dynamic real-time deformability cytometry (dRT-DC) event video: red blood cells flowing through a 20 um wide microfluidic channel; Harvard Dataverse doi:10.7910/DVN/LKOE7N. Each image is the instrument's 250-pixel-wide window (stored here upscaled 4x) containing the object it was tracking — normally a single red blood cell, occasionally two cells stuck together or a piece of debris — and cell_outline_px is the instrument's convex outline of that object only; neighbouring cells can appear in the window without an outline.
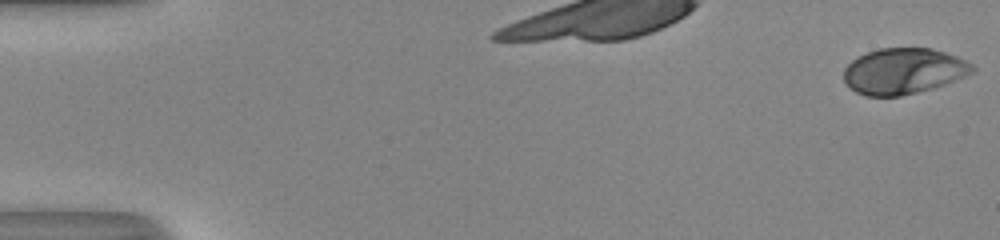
{"species": "human", "species_latin": "Homo sapiens", "temperature_condition": "room temperature", "stored_images_in_passage": 53, "camera_frame_rate_fps": 3000, "um_per_image_px": 0.085, "donor": {"sex": "male"}, "frame": {"image": 1, "passage_image": 1, "time_ms": 0.0, "image_size_px": [1000, 240], "cell_outline_px": [[976, 68], [972, 72], [964, 76], [944, 84], [932, 88], [900, 96], [864, 96], [856, 92], [844, 80], [844, 68], [856, 56], [880, 48], [932, 48], [956, 56], [972, 64]], "centroid_in_image_um": [76.77, 6.04], "position_along_channel_um": 8.2, "area_um2": 34.16}}
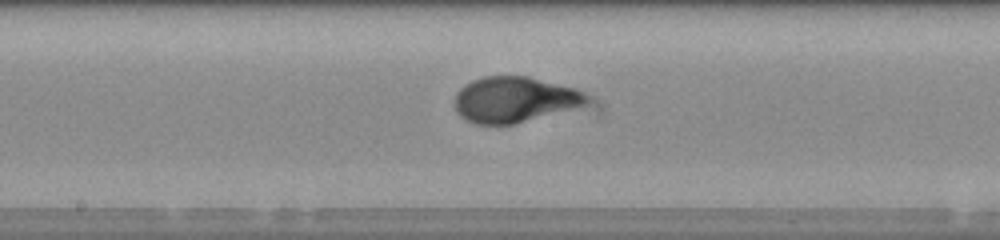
{"frame": {"image": 2, "passage_image": 29, "time_ms": 9.333, "image_size_px": [1000, 240], "cell_outline_px": [[592, 100], [588, 104], [516, 124], [476, 124], [460, 116], [456, 112], [452, 104], [456, 92], [464, 84], [472, 80], [484, 76], [528, 76], [576, 88], [592, 96]], "centroid_in_image_um": [43.73, 8.46], "position_along_channel_um": 204.5, "area_um2": 35.72}}
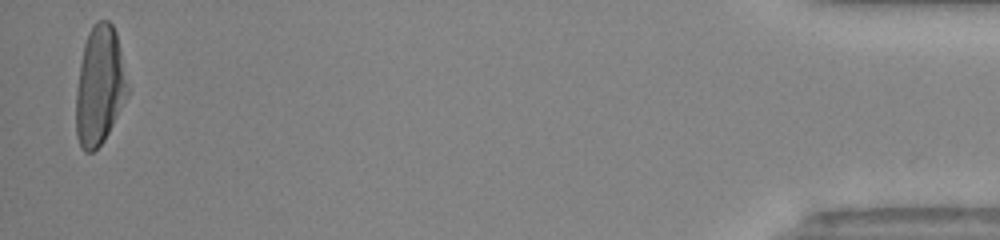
{"frame": {"image": 3, "passage_image": 52, "time_ms": 17.0, "image_size_px": [1000, 240], "cell_outline_px": [[128, 92], [104, 140], [92, 152], [84, 152], [80, 148], [76, 136], [76, 88], [80, 64], [84, 44], [88, 32], [92, 24], [96, 20], [108, 20], [112, 24], [116, 32], [120, 48], [128, 88]], "centroid_in_image_um": [8.43, 7.27], "position_along_channel_um": 426.8, "area_um2": 35.43}, "authors_computed_cell_mechanics": {"area_um2": 34.8534, "velocity_mm_per_s": 4.0519, "shape_relaxation_time_tau1_ms": 3.9037, "shape_relaxation_time_tau2_ms": null, "deformation_change_tau1": 0.2295, "deformation_change_tau2": null}}